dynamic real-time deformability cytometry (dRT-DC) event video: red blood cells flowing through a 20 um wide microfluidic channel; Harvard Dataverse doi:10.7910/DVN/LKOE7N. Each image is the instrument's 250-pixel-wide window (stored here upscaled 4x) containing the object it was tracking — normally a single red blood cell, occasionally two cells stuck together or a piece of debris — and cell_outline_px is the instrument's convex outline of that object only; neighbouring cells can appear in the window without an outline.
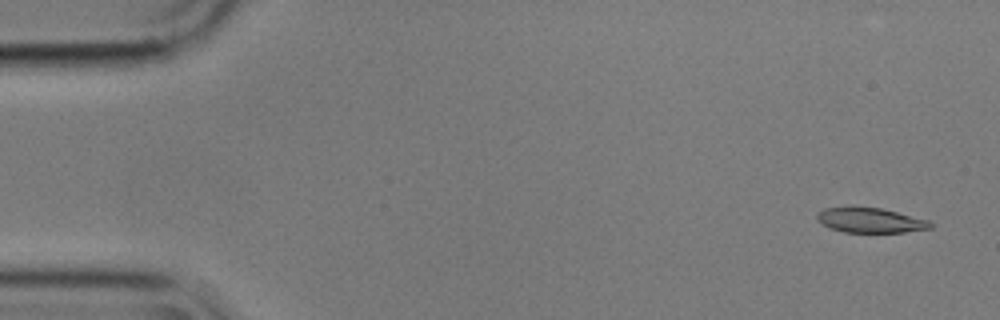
{"species": "common noctule bat (a hibernating species)", "species_latin": "Nyctalus noctula", "temperature_condition": "cold", "stored_images_in_passage": 10, "camera_frame_rate_fps": 3000, "um_per_image_px": 0.085, "animal": {"sex": "male", "body_mass_g": 17.9}, "frame": {"image": 1, "passage_image": 1, "time_ms": 0.0, "image_size_px": [1000, 320], "cell_outline_px": [[932, 228], [904, 232], [844, 232], [828, 228], [816, 220], [816, 216], [824, 208], [848, 204], [852, 204], [880, 208], [928, 220], [932, 224]], "centroid_in_image_um": [73.88, 18.69], "position_along_channel_um": 11.1, "area_um2": 16.94}}
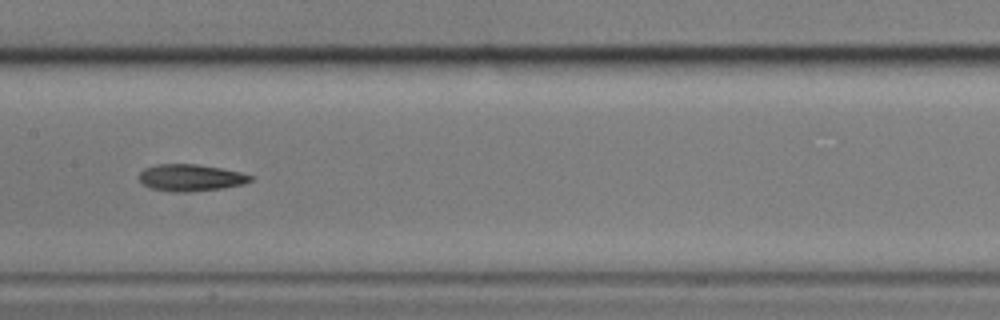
{"frame": {"image": 2, "passage_image": 7, "time_ms": 2.0, "image_size_px": [1000, 320], "cell_outline_px": [[256, 176], [252, 180], [244, 184], [224, 188], [188, 192], [172, 192], [152, 188], [144, 184], [140, 180], [140, 172], [144, 168], [156, 164], [196, 164], [220, 168], [240, 172]], "centroid_in_image_um": [16.25, 15.1], "position_along_channel_um": 191.2, "area_um2": 17.46}}
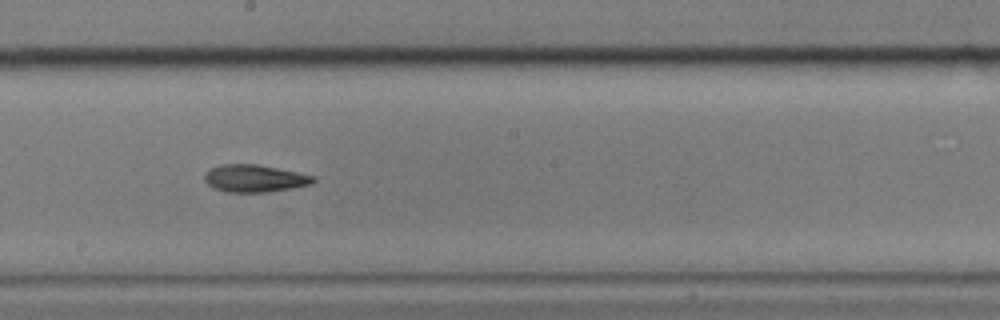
{"frame": {"image": 3, "passage_image": 8, "time_ms": 2.333, "image_size_px": [1000, 320], "cell_outline_px": [[316, 180], [312, 184], [292, 188], [268, 192], [224, 192], [208, 184], [204, 180], [204, 172], [220, 164], [256, 164], [316, 176]], "centroid_in_image_um": [21.64, 15.16], "position_along_channel_um": 226.6, "area_um2": 17.34}}